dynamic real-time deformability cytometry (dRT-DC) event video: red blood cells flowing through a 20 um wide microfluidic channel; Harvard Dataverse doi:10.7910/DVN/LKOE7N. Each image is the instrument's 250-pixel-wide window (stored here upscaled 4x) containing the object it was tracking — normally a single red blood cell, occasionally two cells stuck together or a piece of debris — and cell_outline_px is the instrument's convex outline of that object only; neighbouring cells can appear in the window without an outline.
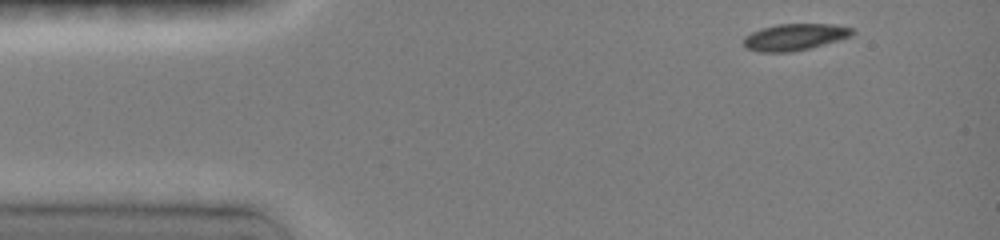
{"species": "common noctule bat (a hibernating species)", "species_latin": "Nyctalus noctula", "temperature_condition": "room temperature", "stored_images_in_passage": 14, "camera_frame_rate_fps": 3000, "um_per_image_px": 0.085, "animal": {"sex": "female", "body_mass_g": 19.0, "forearm_length_mm": 51.5}, "frame": {"image": 1, "passage_image": 1, "time_ms": 0.0, "image_size_px": [1000, 240], "cell_outline_px": [[856, 32], [852, 36], [840, 40], [792, 52], [760, 52], [748, 48], [744, 44], [744, 40], [752, 32], [776, 24], [832, 24], [852, 28]], "centroid_in_image_um": [67.62, 3.14], "position_along_channel_um": 17.4, "area_um2": 16.65}}
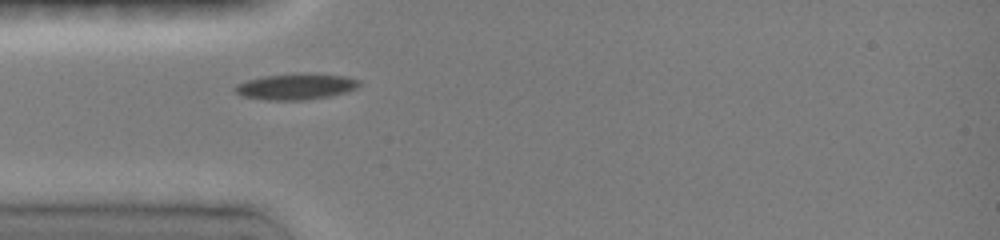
{"frame": {"image": 2, "passage_image": 5, "time_ms": 1.333, "image_size_px": [1000, 240], "cell_outline_px": [[360, 84], [356, 88], [344, 92], [328, 96], [304, 100], [268, 100], [244, 96], [236, 92], [232, 88], [236, 84], [248, 80], [264, 76], [340, 76], [360, 80]], "centroid_in_image_um": [25.08, 7.41], "position_along_channel_um": 59.9, "area_um2": 17.57}}
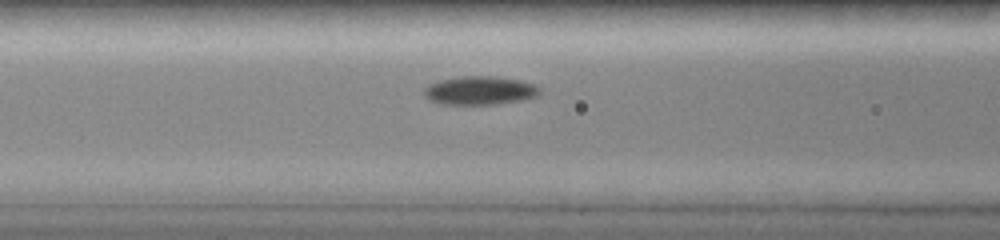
{"frame": {"image": 3, "passage_image": 8, "time_ms": 2.333, "image_size_px": [1000, 240], "cell_outline_px": [[540, 92], [536, 96], [520, 100], [496, 104], [440, 104], [424, 96], [424, 88], [428, 84], [440, 80], [464, 76], [492, 76], [516, 80], [532, 84]], "centroid_in_image_um": [40.71, 7.7], "position_along_channel_um": 125.9, "area_um2": 18.79}}